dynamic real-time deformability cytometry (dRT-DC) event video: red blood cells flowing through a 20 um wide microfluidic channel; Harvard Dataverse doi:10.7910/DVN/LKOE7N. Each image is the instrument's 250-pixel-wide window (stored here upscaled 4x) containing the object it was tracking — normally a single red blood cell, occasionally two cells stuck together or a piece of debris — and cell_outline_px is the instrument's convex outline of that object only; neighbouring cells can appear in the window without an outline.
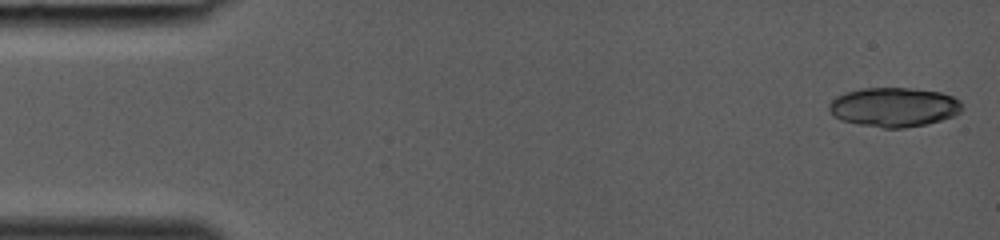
{"species": "common noctule bat (a hibernating species)", "species_latin": "Nyctalus noctula", "temperature_condition": "room temperature", "stored_images_in_passage": 37, "camera_frame_rate_fps": 3000, "um_per_image_px": 0.085, "animal": {"sex": "female", "body_mass_g": 19.0, "forearm_length_mm": 53.3}, "frame": {"image": 1, "passage_image": 1, "time_ms": 0.0, "image_size_px": [1000, 240], "cell_outline_px": [[964, 108], [960, 112], [952, 116], [928, 124], [904, 128], [880, 128], [840, 120], [832, 116], [828, 108], [828, 104], [836, 96], [848, 92], [864, 88], [908, 88], [940, 92], [952, 96], [960, 100], [964, 104]], "centroid_in_image_um": [75.99, 9.11], "position_along_channel_um": 9.0, "area_um2": 30.63}}
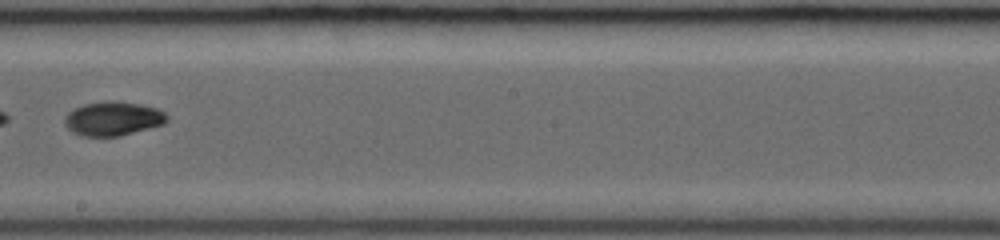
{"frame": {"image": 2, "passage_image": 23, "time_ms": 7.333, "image_size_px": [1000, 240], "cell_outline_px": [[168, 120], [164, 124], [120, 136], [84, 136], [72, 132], [64, 124], [64, 116], [68, 112], [84, 104], [108, 100], [112, 100], [140, 104], [156, 108], [164, 112], [168, 116]], "centroid_in_image_um": [9.6, 10.08], "position_along_channel_um": 238.6, "area_um2": 20.35}}
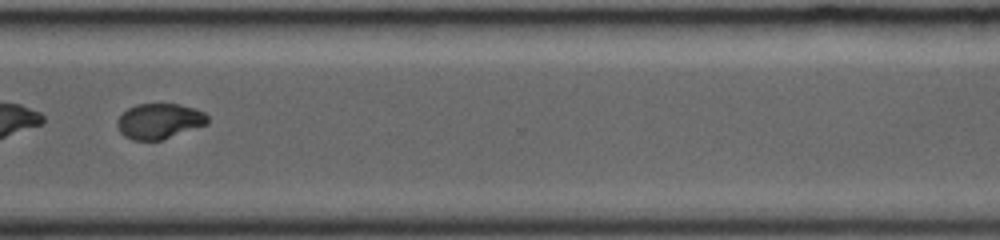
{"frame": {"image": 3, "passage_image": 30, "time_ms": 9.667, "image_size_px": [1000, 240], "cell_outline_px": [[208, 124], [160, 140], [132, 140], [124, 136], [120, 132], [116, 124], [116, 120], [128, 108], [136, 104], [180, 104], [196, 108], [204, 112], [208, 116]], "centroid_in_image_um": [13.54, 10.29], "position_along_channel_um": 357.1, "area_um2": 18.67}}